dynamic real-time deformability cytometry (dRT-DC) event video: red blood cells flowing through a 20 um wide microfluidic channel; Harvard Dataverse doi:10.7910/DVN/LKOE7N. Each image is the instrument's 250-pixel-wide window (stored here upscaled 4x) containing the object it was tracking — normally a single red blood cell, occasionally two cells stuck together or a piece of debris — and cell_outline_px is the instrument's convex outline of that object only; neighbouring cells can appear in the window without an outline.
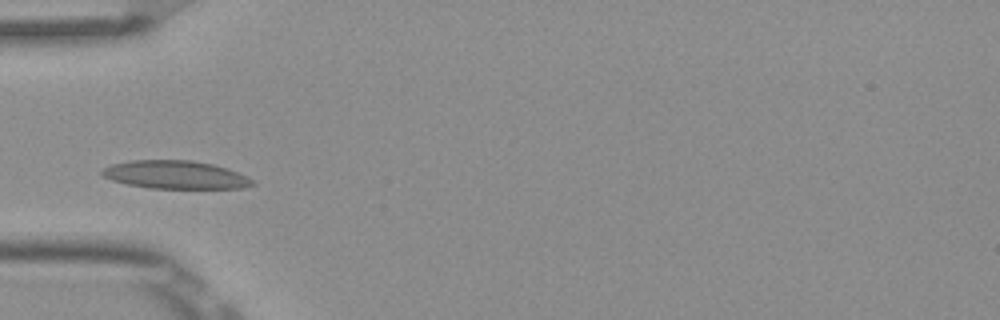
{"species": "Egyptian fruit bat (a non-hibernating species)", "species_latin": "Rousettus aegyptiacus", "temperature_condition": "room temperature", "stored_images_in_passage": 4, "camera_frame_rate_fps": 3000, "um_per_image_px": 0.085, "frame": {"image": 1, "passage_image": 4, "time_ms": 1.0, "image_size_px": [1000, 320], "cell_outline_px": [[256, 184], [244, 188], [148, 188], [128, 184], [112, 180], [104, 176], [100, 172], [104, 168], [112, 164], [128, 160], [192, 160], [212, 164], [228, 168], [248, 176]], "centroid_in_image_um": [14.93, 14.85], "position_along_channel_um": 70.1, "area_um2": 24.68}}